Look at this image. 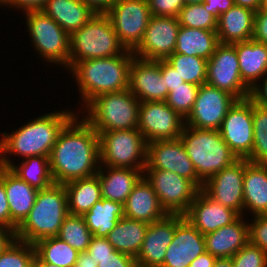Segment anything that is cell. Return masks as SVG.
<instances>
[{
    "mask_svg": "<svg viewBox=\"0 0 267 267\" xmlns=\"http://www.w3.org/2000/svg\"><path fill=\"white\" fill-rule=\"evenodd\" d=\"M49 159L56 184L97 174L100 167L99 136L81 114L78 116L77 113L60 131Z\"/></svg>",
    "mask_w": 267,
    "mask_h": 267,
    "instance_id": "obj_1",
    "label": "cell"
},
{
    "mask_svg": "<svg viewBox=\"0 0 267 267\" xmlns=\"http://www.w3.org/2000/svg\"><path fill=\"white\" fill-rule=\"evenodd\" d=\"M77 113L67 108L52 111L38 115L39 117L16 128V131H3L0 135V166L9 168L14 163L10 156L18 155L22 159L32 156L50 157L58 134Z\"/></svg>",
    "mask_w": 267,
    "mask_h": 267,
    "instance_id": "obj_2",
    "label": "cell"
},
{
    "mask_svg": "<svg viewBox=\"0 0 267 267\" xmlns=\"http://www.w3.org/2000/svg\"><path fill=\"white\" fill-rule=\"evenodd\" d=\"M131 50L123 54L77 62L70 70L80 93V108L95 97L129 88V69L134 58Z\"/></svg>",
    "mask_w": 267,
    "mask_h": 267,
    "instance_id": "obj_3",
    "label": "cell"
},
{
    "mask_svg": "<svg viewBox=\"0 0 267 267\" xmlns=\"http://www.w3.org/2000/svg\"><path fill=\"white\" fill-rule=\"evenodd\" d=\"M68 214L64 184L54 183L38 191L29 215L16 230V238L35 244L41 239L57 236Z\"/></svg>",
    "mask_w": 267,
    "mask_h": 267,
    "instance_id": "obj_4",
    "label": "cell"
},
{
    "mask_svg": "<svg viewBox=\"0 0 267 267\" xmlns=\"http://www.w3.org/2000/svg\"><path fill=\"white\" fill-rule=\"evenodd\" d=\"M179 138L203 183L238 160L224 142L219 130L185 125Z\"/></svg>",
    "mask_w": 267,
    "mask_h": 267,
    "instance_id": "obj_5",
    "label": "cell"
},
{
    "mask_svg": "<svg viewBox=\"0 0 267 267\" xmlns=\"http://www.w3.org/2000/svg\"><path fill=\"white\" fill-rule=\"evenodd\" d=\"M140 101L129 89L104 93L91 100L78 114L97 134L115 130L138 128ZM85 110V111H84ZM86 116H85V115ZM84 116V117H83Z\"/></svg>",
    "mask_w": 267,
    "mask_h": 267,
    "instance_id": "obj_6",
    "label": "cell"
},
{
    "mask_svg": "<svg viewBox=\"0 0 267 267\" xmlns=\"http://www.w3.org/2000/svg\"><path fill=\"white\" fill-rule=\"evenodd\" d=\"M125 51L109 17L95 13L70 35L69 70L79 61L117 56Z\"/></svg>",
    "mask_w": 267,
    "mask_h": 267,
    "instance_id": "obj_7",
    "label": "cell"
},
{
    "mask_svg": "<svg viewBox=\"0 0 267 267\" xmlns=\"http://www.w3.org/2000/svg\"><path fill=\"white\" fill-rule=\"evenodd\" d=\"M32 47L44 61L69 70L70 35L42 10L22 13Z\"/></svg>",
    "mask_w": 267,
    "mask_h": 267,
    "instance_id": "obj_8",
    "label": "cell"
},
{
    "mask_svg": "<svg viewBox=\"0 0 267 267\" xmlns=\"http://www.w3.org/2000/svg\"><path fill=\"white\" fill-rule=\"evenodd\" d=\"M100 166L144 169L147 142L138 129L101 132Z\"/></svg>",
    "mask_w": 267,
    "mask_h": 267,
    "instance_id": "obj_9",
    "label": "cell"
},
{
    "mask_svg": "<svg viewBox=\"0 0 267 267\" xmlns=\"http://www.w3.org/2000/svg\"><path fill=\"white\" fill-rule=\"evenodd\" d=\"M143 176L167 214L184 215L201 190L193 181L169 170L144 169Z\"/></svg>",
    "mask_w": 267,
    "mask_h": 267,
    "instance_id": "obj_10",
    "label": "cell"
},
{
    "mask_svg": "<svg viewBox=\"0 0 267 267\" xmlns=\"http://www.w3.org/2000/svg\"><path fill=\"white\" fill-rule=\"evenodd\" d=\"M105 14L120 43L131 51L141 42L152 17L147 0H115Z\"/></svg>",
    "mask_w": 267,
    "mask_h": 267,
    "instance_id": "obj_11",
    "label": "cell"
},
{
    "mask_svg": "<svg viewBox=\"0 0 267 267\" xmlns=\"http://www.w3.org/2000/svg\"><path fill=\"white\" fill-rule=\"evenodd\" d=\"M206 84L230 93L237 100L249 98L250 89L240 76L239 60L233 44L217 45L207 62Z\"/></svg>",
    "mask_w": 267,
    "mask_h": 267,
    "instance_id": "obj_12",
    "label": "cell"
},
{
    "mask_svg": "<svg viewBox=\"0 0 267 267\" xmlns=\"http://www.w3.org/2000/svg\"><path fill=\"white\" fill-rule=\"evenodd\" d=\"M184 126L185 119L175 112L166 101L140 102L137 129L147 143L178 139Z\"/></svg>",
    "mask_w": 267,
    "mask_h": 267,
    "instance_id": "obj_13",
    "label": "cell"
},
{
    "mask_svg": "<svg viewBox=\"0 0 267 267\" xmlns=\"http://www.w3.org/2000/svg\"><path fill=\"white\" fill-rule=\"evenodd\" d=\"M219 132L238 159H247L253 149L252 100H236L222 121Z\"/></svg>",
    "mask_w": 267,
    "mask_h": 267,
    "instance_id": "obj_14",
    "label": "cell"
},
{
    "mask_svg": "<svg viewBox=\"0 0 267 267\" xmlns=\"http://www.w3.org/2000/svg\"><path fill=\"white\" fill-rule=\"evenodd\" d=\"M230 93L208 84L199 86L197 98L185 125L199 129L219 130L229 108L236 102Z\"/></svg>",
    "mask_w": 267,
    "mask_h": 267,
    "instance_id": "obj_15",
    "label": "cell"
},
{
    "mask_svg": "<svg viewBox=\"0 0 267 267\" xmlns=\"http://www.w3.org/2000/svg\"><path fill=\"white\" fill-rule=\"evenodd\" d=\"M179 29L178 17L152 16L132 53L142 60H165L174 53Z\"/></svg>",
    "mask_w": 267,
    "mask_h": 267,
    "instance_id": "obj_16",
    "label": "cell"
},
{
    "mask_svg": "<svg viewBox=\"0 0 267 267\" xmlns=\"http://www.w3.org/2000/svg\"><path fill=\"white\" fill-rule=\"evenodd\" d=\"M144 169L169 170L193 181L200 189L204 185L180 138L147 143V164Z\"/></svg>",
    "mask_w": 267,
    "mask_h": 267,
    "instance_id": "obj_17",
    "label": "cell"
},
{
    "mask_svg": "<svg viewBox=\"0 0 267 267\" xmlns=\"http://www.w3.org/2000/svg\"><path fill=\"white\" fill-rule=\"evenodd\" d=\"M245 159H238L229 167L210 177L202 190L214 201L244 216L243 180Z\"/></svg>",
    "mask_w": 267,
    "mask_h": 267,
    "instance_id": "obj_18",
    "label": "cell"
},
{
    "mask_svg": "<svg viewBox=\"0 0 267 267\" xmlns=\"http://www.w3.org/2000/svg\"><path fill=\"white\" fill-rule=\"evenodd\" d=\"M206 251L204 235L181 214H176V228L161 267H189Z\"/></svg>",
    "mask_w": 267,
    "mask_h": 267,
    "instance_id": "obj_19",
    "label": "cell"
},
{
    "mask_svg": "<svg viewBox=\"0 0 267 267\" xmlns=\"http://www.w3.org/2000/svg\"><path fill=\"white\" fill-rule=\"evenodd\" d=\"M140 101H166L168 89L161 75V60L134 57L129 69V88Z\"/></svg>",
    "mask_w": 267,
    "mask_h": 267,
    "instance_id": "obj_20",
    "label": "cell"
},
{
    "mask_svg": "<svg viewBox=\"0 0 267 267\" xmlns=\"http://www.w3.org/2000/svg\"><path fill=\"white\" fill-rule=\"evenodd\" d=\"M176 228V214H167L161 220L149 223L144 241L137 255V267H161L165 252L172 242Z\"/></svg>",
    "mask_w": 267,
    "mask_h": 267,
    "instance_id": "obj_21",
    "label": "cell"
},
{
    "mask_svg": "<svg viewBox=\"0 0 267 267\" xmlns=\"http://www.w3.org/2000/svg\"><path fill=\"white\" fill-rule=\"evenodd\" d=\"M240 215L210 198L202 189L190 204L184 217L203 235L231 224Z\"/></svg>",
    "mask_w": 267,
    "mask_h": 267,
    "instance_id": "obj_22",
    "label": "cell"
},
{
    "mask_svg": "<svg viewBox=\"0 0 267 267\" xmlns=\"http://www.w3.org/2000/svg\"><path fill=\"white\" fill-rule=\"evenodd\" d=\"M0 180L6 190L11 228L16 231L29 215L39 190L20 179L9 168L2 166H0Z\"/></svg>",
    "mask_w": 267,
    "mask_h": 267,
    "instance_id": "obj_23",
    "label": "cell"
},
{
    "mask_svg": "<svg viewBox=\"0 0 267 267\" xmlns=\"http://www.w3.org/2000/svg\"><path fill=\"white\" fill-rule=\"evenodd\" d=\"M239 216L231 224L204 235L206 251L216 258H232L249 242L248 220Z\"/></svg>",
    "mask_w": 267,
    "mask_h": 267,
    "instance_id": "obj_24",
    "label": "cell"
},
{
    "mask_svg": "<svg viewBox=\"0 0 267 267\" xmlns=\"http://www.w3.org/2000/svg\"><path fill=\"white\" fill-rule=\"evenodd\" d=\"M124 215L133 220L152 223L164 218L167 213L161 207L151 184L143 176L132 189L124 203Z\"/></svg>",
    "mask_w": 267,
    "mask_h": 267,
    "instance_id": "obj_25",
    "label": "cell"
},
{
    "mask_svg": "<svg viewBox=\"0 0 267 267\" xmlns=\"http://www.w3.org/2000/svg\"><path fill=\"white\" fill-rule=\"evenodd\" d=\"M255 11L233 5L217 18L219 43L234 44L253 38Z\"/></svg>",
    "mask_w": 267,
    "mask_h": 267,
    "instance_id": "obj_26",
    "label": "cell"
},
{
    "mask_svg": "<svg viewBox=\"0 0 267 267\" xmlns=\"http://www.w3.org/2000/svg\"><path fill=\"white\" fill-rule=\"evenodd\" d=\"M144 169L100 166L97 172L102 198L125 203Z\"/></svg>",
    "mask_w": 267,
    "mask_h": 267,
    "instance_id": "obj_27",
    "label": "cell"
},
{
    "mask_svg": "<svg viewBox=\"0 0 267 267\" xmlns=\"http://www.w3.org/2000/svg\"><path fill=\"white\" fill-rule=\"evenodd\" d=\"M243 199L245 217L267 215V165L245 159Z\"/></svg>",
    "mask_w": 267,
    "mask_h": 267,
    "instance_id": "obj_28",
    "label": "cell"
},
{
    "mask_svg": "<svg viewBox=\"0 0 267 267\" xmlns=\"http://www.w3.org/2000/svg\"><path fill=\"white\" fill-rule=\"evenodd\" d=\"M233 45L239 60L240 76L251 90L267 74V45L253 39Z\"/></svg>",
    "mask_w": 267,
    "mask_h": 267,
    "instance_id": "obj_29",
    "label": "cell"
},
{
    "mask_svg": "<svg viewBox=\"0 0 267 267\" xmlns=\"http://www.w3.org/2000/svg\"><path fill=\"white\" fill-rule=\"evenodd\" d=\"M42 11L69 35L85 25L95 14L82 0H47Z\"/></svg>",
    "mask_w": 267,
    "mask_h": 267,
    "instance_id": "obj_30",
    "label": "cell"
},
{
    "mask_svg": "<svg viewBox=\"0 0 267 267\" xmlns=\"http://www.w3.org/2000/svg\"><path fill=\"white\" fill-rule=\"evenodd\" d=\"M218 44L216 31L180 26L174 53L209 60Z\"/></svg>",
    "mask_w": 267,
    "mask_h": 267,
    "instance_id": "obj_31",
    "label": "cell"
},
{
    "mask_svg": "<svg viewBox=\"0 0 267 267\" xmlns=\"http://www.w3.org/2000/svg\"><path fill=\"white\" fill-rule=\"evenodd\" d=\"M149 223L121 218L106 237L116 251L137 257L144 241Z\"/></svg>",
    "mask_w": 267,
    "mask_h": 267,
    "instance_id": "obj_32",
    "label": "cell"
},
{
    "mask_svg": "<svg viewBox=\"0 0 267 267\" xmlns=\"http://www.w3.org/2000/svg\"><path fill=\"white\" fill-rule=\"evenodd\" d=\"M67 193L68 213L84 215L100 199L101 186L97 175L69 181L64 184Z\"/></svg>",
    "mask_w": 267,
    "mask_h": 267,
    "instance_id": "obj_33",
    "label": "cell"
},
{
    "mask_svg": "<svg viewBox=\"0 0 267 267\" xmlns=\"http://www.w3.org/2000/svg\"><path fill=\"white\" fill-rule=\"evenodd\" d=\"M82 216L93 236L106 238L118 221L125 217L124 204L102 198Z\"/></svg>",
    "mask_w": 267,
    "mask_h": 267,
    "instance_id": "obj_34",
    "label": "cell"
},
{
    "mask_svg": "<svg viewBox=\"0 0 267 267\" xmlns=\"http://www.w3.org/2000/svg\"><path fill=\"white\" fill-rule=\"evenodd\" d=\"M19 164L13 163L9 169L30 186L42 190L54 184L49 157H26Z\"/></svg>",
    "mask_w": 267,
    "mask_h": 267,
    "instance_id": "obj_35",
    "label": "cell"
},
{
    "mask_svg": "<svg viewBox=\"0 0 267 267\" xmlns=\"http://www.w3.org/2000/svg\"><path fill=\"white\" fill-rule=\"evenodd\" d=\"M36 255L44 262L60 267H74L79 252L57 236L48 237L34 244Z\"/></svg>",
    "mask_w": 267,
    "mask_h": 267,
    "instance_id": "obj_36",
    "label": "cell"
},
{
    "mask_svg": "<svg viewBox=\"0 0 267 267\" xmlns=\"http://www.w3.org/2000/svg\"><path fill=\"white\" fill-rule=\"evenodd\" d=\"M186 83L201 86L207 79V62L201 57L173 53L165 59Z\"/></svg>",
    "mask_w": 267,
    "mask_h": 267,
    "instance_id": "obj_37",
    "label": "cell"
},
{
    "mask_svg": "<svg viewBox=\"0 0 267 267\" xmlns=\"http://www.w3.org/2000/svg\"><path fill=\"white\" fill-rule=\"evenodd\" d=\"M57 237L67 242L78 252H85L93 234L87 227L83 216L68 214L59 229Z\"/></svg>",
    "mask_w": 267,
    "mask_h": 267,
    "instance_id": "obj_38",
    "label": "cell"
},
{
    "mask_svg": "<svg viewBox=\"0 0 267 267\" xmlns=\"http://www.w3.org/2000/svg\"><path fill=\"white\" fill-rule=\"evenodd\" d=\"M254 144L247 160L255 164L267 165V106L252 101Z\"/></svg>",
    "mask_w": 267,
    "mask_h": 267,
    "instance_id": "obj_39",
    "label": "cell"
},
{
    "mask_svg": "<svg viewBox=\"0 0 267 267\" xmlns=\"http://www.w3.org/2000/svg\"><path fill=\"white\" fill-rule=\"evenodd\" d=\"M178 20L180 26L212 31L217 29V18L202 4L185 5L180 10Z\"/></svg>",
    "mask_w": 267,
    "mask_h": 267,
    "instance_id": "obj_40",
    "label": "cell"
},
{
    "mask_svg": "<svg viewBox=\"0 0 267 267\" xmlns=\"http://www.w3.org/2000/svg\"><path fill=\"white\" fill-rule=\"evenodd\" d=\"M35 256L34 244L17 239L0 254V267H32Z\"/></svg>",
    "mask_w": 267,
    "mask_h": 267,
    "instance_id": "obj_41",
    "label": "cell"
},
{
    "mask_svg": "<svg viewBox=\"0 0 267 267\" xmlns=\"http://www.w3.org/2000/svg\"><path fill=\"white\" fill-rule=\"evenodd\" d=\"M198 91V85L184 82L169 92L166 103L183 119H186L192 111Z\"/></svg>",
    "mask_w": 267,
    "mask_h": 267,
    "instance_id": "obj_42",
    "label": "cell"
},
{
    "mask_svg": "<svg viewBox=\"0 0 267 267\" xmlns=\"http://www.w3.org/2000/svg\"><path fill=\"white\" fill-rule=\"evenodd\" d=\"M233 267H267V253L248 242L232 258Z\"/></svg>",
    "mask_w": 267,
    "mask_h": 267,
    "instance_id": "obj_43",
    "label": "cell"
},
{
    "mask_svg": "<svg viewBox=\"0 0 267 267\" xmlns=\"http://www.w3.org/2000/svg\"><path fill=\"white\" fill-rule=\"evenodd\" d=\"M248 219L249 242L267 253V215L251 216Z\"/></svg>",
    "mask_w": 267,
    "mask_h": 267,
    "instance_id": "obj_44",
    "label": "cell"
},
{
    "mask_svg": "<svg viewBox=\"0 0 267 267\" xmlns=\"http://www.w3.org/2000/svg\"><path fill=\"white\" fill-rule=\"evenodd\" d=\"M152 16L178 17L184 0H147Z\"/></svg>",
    "mask_w": 267,
    "mask_h": 267,
    "instance_id": "obj_45",
    "label": "cell"
},
{
    "mask_svg": "<svg viewBox=\"0 0 267 267\" xmlns=\"http://www.w3.org/2000/svg\"><path fill=\"white\" fill-rule=\"evenodd\" d=\"M114 247L105 237L93 236L91 242L87 248V252L95 263H99L104 257L110 256V253L114 251Z\"/></svg>",
    "mask_w": 267,
    "mask_h": 267,
    "instance_id": "obj_46",
    "label": "cell"
},
{
    "mask_svg": "<svg viewBox=\"0 0 267 267\" xmlns=\"http://www.w3.org/2000/svg\"><path fill=\"white\" fill-rule=\"evenodd\" d=\"M98 267H137V263L134 257L114 250L100 260Z\"/></svg>",
    "mask_w": 267,
    "mask_h": 267,
    "instance_id": "obj_47",
    "label": "cell"
},
{
    "mask_svg": "<svg viewBox=\"0 0 267 267\" xmlns=\"http://www.w3.org/2000/svg\"><path fill=\"white\" fill-rule=\"evenodd\" d=\"M161 75L165 80V87H167L168 92L184 83L177 71L166 60H161Z\"/></svg>",
    "mask_w": 267,
    "mask_h": 267,
    "instance_id": "obj_48",
    "label": "cell"
},
{
    "mask_svg": "<svg viewBox=\"0 0 267 267\" xmlns=\"http://www.w3.org/2000/svg\"><path fill=\"white\" fill-rule=\"evenodd\" d=\"M253 40L267 45V11L255 12Z\"/></svg>",
    "mask_w": 267,
    "mask_h": 267,
    "instance_id": "obj_49",
    "label": "cell"
},
{
    "mask_svg": "<svg viewBox=\"0 0 267 267\" xmlns=\"http://www.w3.org/2000/svg\"><path fill=\"white\" fill-rule=\"evenodd\" d=\"M47 0H11L6 7L16 8L20 12H29L42 10ZM23 10V11H22Z\"/></svg>",
    "mask_w": 267,
    "mask_h": 267,
    "instance_id": "obj_50",
    "label": "cell"
},
{
    "mask_svg": "<svg viewBox=\"0 0 267 267\" xmlns=\"http://www.w3.org/2000/svg\"><path fill=\"white\" fill-rule=\"evenodd\" d=\"M261 80L250 90L249 98L255 104L267 106V74Z\"/></svg>",
    "mask_w": 267,
    "mask_h": 267,
    "instance_id": "obj_51",
    "label": "cell"
},
{
    "mask_svg": "<svg viewBox=\"0 0 267 267\" xmlns=\"http://www.w3.org/2000/svg\"><path fill=\"white\" fill-rule=\"evenodd\" d=\"M204 8L216 18L234 5L233 0H204L201 3Z\"/></svg>",
    "mask_w": 267,
    "mask_h": 267,
    "instance_id": "obj_52",
    "label": "cell"
},
{
    "mask_svg": "<svg viewBox=\"0 0 267 267\" xmlns=\"http://www.w3.org/2000/svg\"><path fill=\"white\" fill-rule=\"evenodd\" d=\"M0 226L11 228V216L4 183L0 180Z\"/></svg>",
    "mask_w": 267,
    "mask_h": 267,
    "instance_id": "obj_53",
    "label": "cell"
},
{
    "mask_svg": "<svg viewBox=\"0 0 267 267\" xmlns=\"http://www.w3.org/2000/svg\"><path fill=\"white\" fill-rule=\"evenodd\" d=\"M16 240V231L14 229L0 226V254Z\"/></svg>",
    "mask_w": 267,
    "mask_h": 267,
    "instance_id": "obj_54",
    "label": "cell"
},
{
    "mask_svg": "<svg viewBox=\"0 0 267 267\" xmlns=\"http://www.w3.org/2000/svg\"><path fill=\"white\" fill-rule=\"evenodd\" d=\"M93 12L105 14L115 0H82Z\"/></svg>",
    "mask_w": 267,
    "mask_h": 267,
    "instance_id": "obj_55",
    "label": "cell"
},
{
    "mask_svg": "<svg viewBox=\"0 0 267 267\" xmlns=\"http://www.w3.org/2000/svg\"><path fill=\"white\" fill-rule=\"evenodd\" d=\"M217 258L205 251L196 257L189 265V267H213Z\"/></svg>",
    "mask_w": 267,
    "mask_h": 267,
    "instance_id": "obj_56",
    "label": "cell"
},
{
    "mask_svg": "<svg viewBox=\"0 0 267 267\" xmlns=\"http://www.w3.org/2000/svg\"><path fill=\"white\" fill-rule=\"evenodd\" d=\"M74 267H98V263H95L94 259L91 258L90 254L85 251L79 252Z\"/></svg>",
    "mask_w": 267,
    "mask_h": 267,
    "instance_id": "obj_57",
    "label": "cell"
},
{
    "mask_svg": "<svg viewBox=\"0 0 267 267\" xmlns=\"http://www.w3.org/2000/svg\"><path fill=\"white\" fill-rule=\"evenodd\" d=\"M235 5L257 12L261 8V0H233Z\"/></svg>",
    "mask_w": 267,
    "mask_h": 267,
    "instance_id": "obj_58",
    "label": "cell"
},
{
    "mask_svg": "<svg viewBox=\"0 0 267 267\" xmlns=\"http://www.w3.org/2000/svg\"><path fill=\"white\" fill-rule=\"evenodd\" d=\"M213 267H233L231 258H217Z\"/></svg>",
    "mask_w": 267,
    "mask_h": 267,
    "instance_id": "obj_59",
    "label": "cell"
},
{
    "mask_svg": "<svg viewBox=\"0 0 267 267\" xmlns=\"http://www.w3.org/2000/svg\"><path fill=\"white\" fill-rule=\"evenodd\" d=\"M32 267H60L48 262L42 261L37 255L34 258L33 266Z\"/></svg>",
    "mask_w": 267,
    "mask_h": 267,
    "instance_id": "obj_60",
    "label": "cell"
},
{
    "mask_svg": "<svg viewBox=\"0 0 267 267\" xmlns=\"http://www.w3.org/2000/svg\"><path fill=\"white\" fill-rule=\"evenodd\" d=\"M204 0H184L185 5L189 4H201Z\"/></svg>",
    "mask_w": 267,
    "mask_h": 267,
    "instance_id": "obj_61",
    "label": "cell"
},
{
    "mask_svg": "<svg viewBox=\"0 0 267 267\" xmlns=\"http://www.w3.org/2000/svg\"><path fill=\"white\" fill-rule=\"evenodd\" d=\"M258 11H267V0H261V8Z\"/></svg>",
    "mask_w": 267,
    "mask_h": 267,
    "instance_id": "obj_62",
    "label": "cell"
},
{
    "mask_svg": "<svg viewBox=\"0 0 267 267\" xmlns=\"http://www.w3.org/2000/svg\"><path fill=\"white\" fill-rule=\"evenodd\" d=\"M11 0H0V6H6Z\"/></svg>",
    "mask_w": 267,
    "mask_h": 267,
    "instance_id": "obj_63",
    "label": "cell"
}]
</instances>
